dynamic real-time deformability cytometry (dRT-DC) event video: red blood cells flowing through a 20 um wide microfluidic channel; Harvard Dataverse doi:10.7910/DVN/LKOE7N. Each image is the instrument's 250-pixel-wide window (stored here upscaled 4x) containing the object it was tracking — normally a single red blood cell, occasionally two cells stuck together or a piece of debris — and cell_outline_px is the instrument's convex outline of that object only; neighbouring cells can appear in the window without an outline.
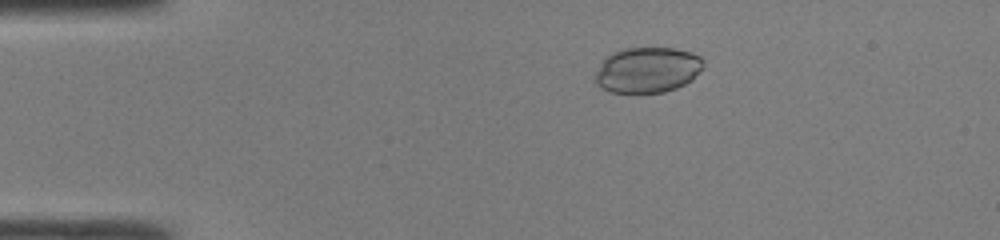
{"species": "common noctule bat (a hibernating species)", "species_latin": "Nyctalus noctula", "temperature_condition": "room temperature", "stored_images_in_passage": 47, "camera_frame_rate_fps": 3000, "um_per_image_px": 0.085, "animal": {"sex": "male", "body_mass_g": 19.0, "forearm_length_mm": 50.8}, "frame": {"image": 1, "passage_image": 9, "time_ms": 2.667, "image_size_px": [1000, 240], "cell_outline_px": [[704, 68], [692, 80], [676, 88], [664, 92], [612, 92], [596, 84], [596, 72], [600, 64], [612, 52], [624, 48], [672, 48], [692, 52], [700, 56], [704, 60]], "centroid_in_image_um": [55.08, 5.93], "position_along_channel_um": 29.9, "area_um2": 28.67}}
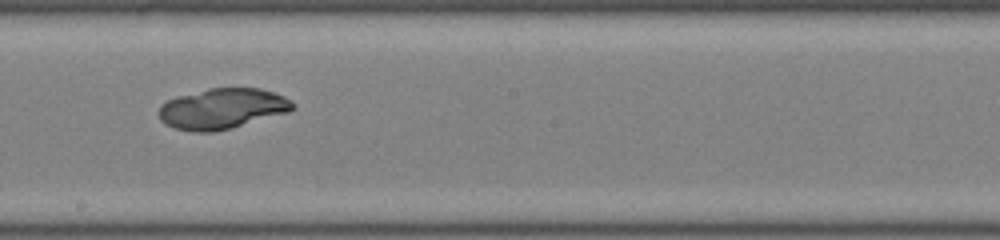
{"frame": {"image": 2, "passage_image": 27, "time_ms": 8.667, "image_size_px": [1000, 240], "cell_outline_px": [[296, 108], [288, 112], [228, 128], [212, 132], [192, 132], [176, 128], [164, 124], [160, 120], [160, 104], [176, 96], [208, 88], [260, 88], [276, 92], [292, 100], [296, 104]], "centroid_in_image_um": [18.9, 9.22], "position_along_channel_um": 229.3, "area_um2": 31.62}}
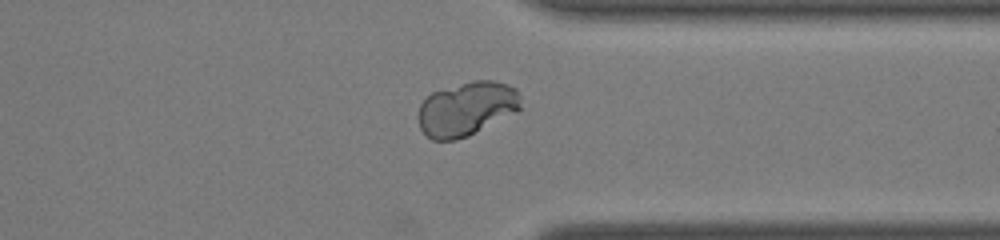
{"frame": {"image": 3, "passage_image": 37, "time_ms": 12.0, "image_size_px": [1000, 240], "cell_outline_px": [[520, 108], [516, 112], [468, 136], [456, 140], [432, 140], [420, 128], [416, 116], [420, 104], [432, 92], [472, 80], [492, 80], [508, 84], [516, 88], [520, 96]], "centroid_in_image_um": [39.64, 9.24], "position_along_channel_um": 371.8, "area_um2": 32.37}}